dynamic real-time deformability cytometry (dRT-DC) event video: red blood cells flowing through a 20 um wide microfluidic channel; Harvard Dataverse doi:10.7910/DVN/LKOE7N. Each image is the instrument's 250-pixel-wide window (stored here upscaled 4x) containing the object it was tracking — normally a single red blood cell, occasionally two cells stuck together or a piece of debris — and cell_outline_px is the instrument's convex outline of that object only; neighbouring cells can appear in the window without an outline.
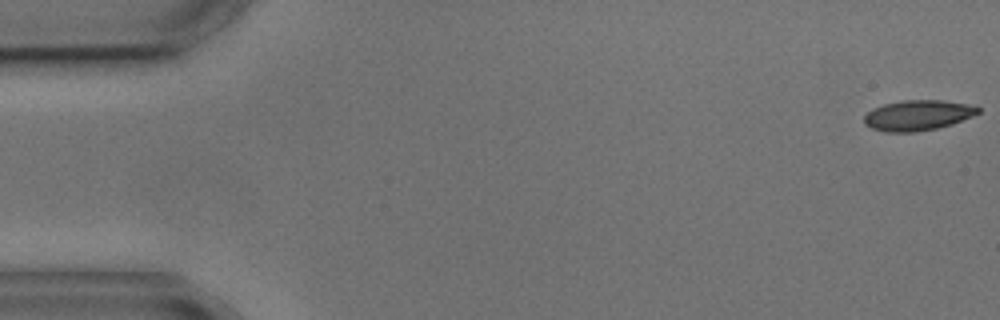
{"species": "common noctule bat (a hibernating species)", "species_latin": "Nyctalus noctula", "temperature_condition": "cold", "stored_images_in_passage": 5, "camera_frame_rate_fps": 3000, "um_per_image_px": 0.085, "animal": {"sex": "male", "body_mass_g": 17.9, "forearm_length_mm": 54.2}, "frame": {"image": 1, "passage_image": 1, "time_ms": 0.0, "image_size_px": [1000, 320], "cell_outline_px": [[980, 112], [972, 116], [952, 124], [936, 128], [916, 132], [884, 132], [872, 128], [864, 124], [864, 116], [872, 108], [884, 104], [904, 100], [944, 100], [976, 104], [980, 108]], "centroid_in_image_um": [78.04, 9.79], "position_along_channel_um": 7.0, "area_um2": 20.4}}
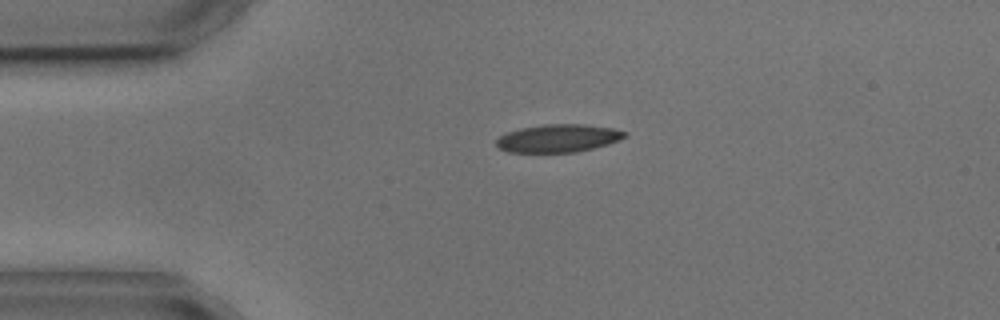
{"frame": {"image": 2, "passage_image": 4, "time_ms": 3.667, "image_size_px": [1000, 320], "cell_outline_px": [[628, 136], [608, 144], [576, 152], [508, 152], [500, 148], [496, 144], [496, 140], [500, 136], [508, 132], [520, 128], [544, 124], [584, 124], [612, 128], [628, 132]], "centroid_in_image_um": [47.47, 11.74], "position_along_channel_um": 37.5, "area_um2": 20.81}}